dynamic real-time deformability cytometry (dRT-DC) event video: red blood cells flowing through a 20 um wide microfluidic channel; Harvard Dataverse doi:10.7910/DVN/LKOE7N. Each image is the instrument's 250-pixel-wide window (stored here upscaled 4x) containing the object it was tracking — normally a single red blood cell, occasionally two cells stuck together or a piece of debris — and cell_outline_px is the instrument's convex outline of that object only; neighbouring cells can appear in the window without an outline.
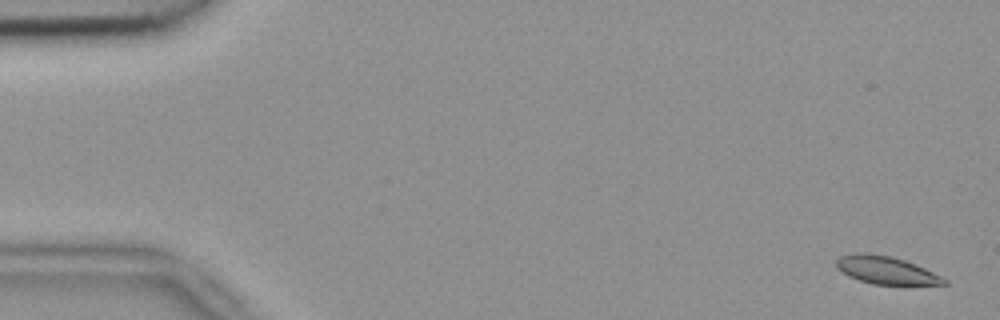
{"species": "common noctule bat (a hibernating species)", "species_latin": "Nyctalus noctula", "temperature_condition": "room temperature", "stored_images_in_passage": 5, "camera_frame_rate_fps": 3000, "um_per_image_px": 0.085, "animal": {"sex": "female", "body_mass_g": 18.4}, "frame": {"image": 1, "passage_image": 1, "time_ms": 0.0, "image_size_px": [1000, 320], "cell_outline_px": [[948, 284], [872, 284], [848, 276], [836, 268], [836, 260], [840, 256], [856, 252], [868, 252], [892, 256], [916, 264], [948, 280]], "centroid_in_image_um": [75.27, 22.94], "position_along_channel_um": 9.7, "area_um2": 17.4}}
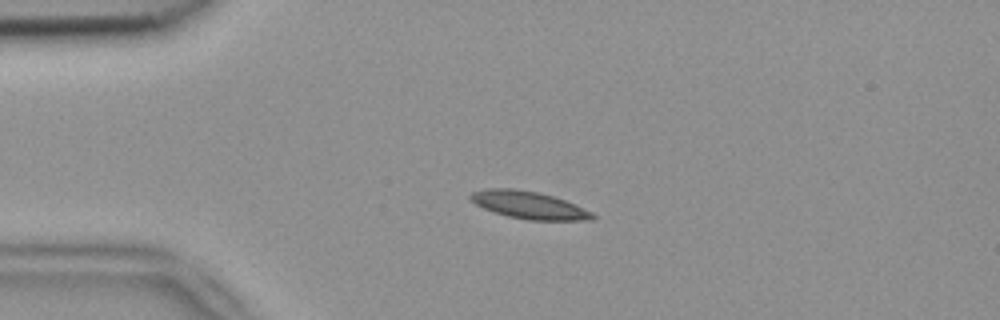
{"frame": {"image": 2, "passage_image": 4, "time_ms": 1.0, "image_size_px": [1000, 320], "cell_outline_px": [[596, 216], [592, 220], [528, 220], [508, 216], [484, 208], [476, 204], [468, 196], [472, 192], [488, 188], [512, 188], [540, 192], [576, 204], [592, 212]], "centroid_in_image_um": [44.98, 17.42], "position_along_channel_um": 40.0, "area_um2": 19.42}}